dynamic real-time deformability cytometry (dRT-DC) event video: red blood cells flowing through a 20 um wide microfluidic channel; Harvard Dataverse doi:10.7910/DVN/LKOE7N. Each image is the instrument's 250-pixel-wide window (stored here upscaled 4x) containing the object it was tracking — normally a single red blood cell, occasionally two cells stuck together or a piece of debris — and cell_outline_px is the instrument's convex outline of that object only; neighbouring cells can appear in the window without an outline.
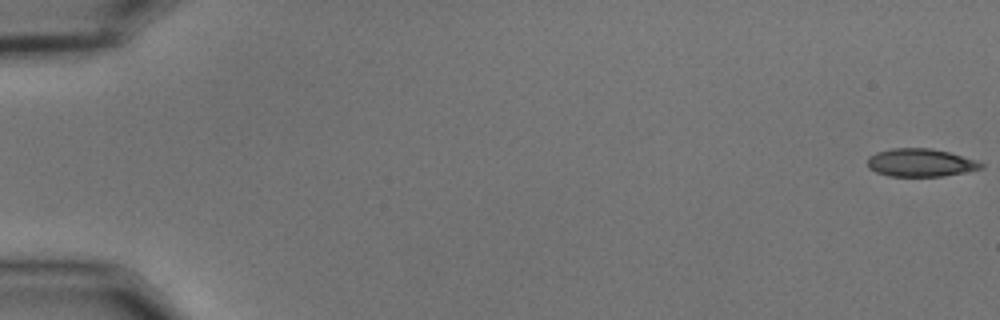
{"species": "common noctule bat (a hibernating species)", "species_latin": "Nyctalus noctula", "temperature_condition": "cold", "stored_images_in_passage": 18, "camera_frame_rate_fps": 3000, "um_per_image_px": 0.085, "animal": {"sex": "male", "body_mass_g": 15.6}, "frame": {"image": 1, "passage_image": 1, "time_ms": 0.0, "image_size_px": [1000, 320], "cell_outline_px": [[984, 168], [944, 176], [888, 176], [876, 172], [868, 168], [868, 156], [876, 152], [892, 148], [932, 148], [948, 152], [976, 160], [984, 164]], "centroid_in_image_um": [78.23, 13.82], "position_along_channel_um": 6.8, "area_um2": 18.55}}
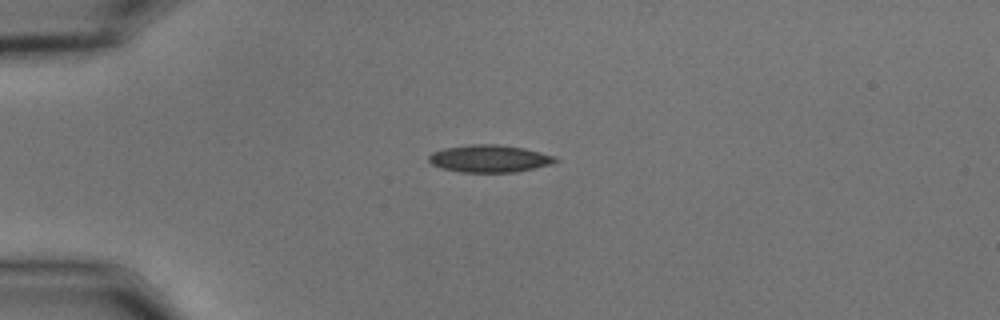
{"frame": {"image": 2, "passage_image": 15, "time_ms": 4.667, "image_size_px": [1000, 320], "cell_outline_px": [[560, 160], [552, 164], [516, 172], [460, 172], [440, 168], [432, 164], [428, 160], [428, 156], [432, 152], [444, 148], [472, 144], [500, 144], [524, 148], [556, 156]], "centroid_in_image_um": [41.61, 13.48], "position_along_channel_um": 43.4, "area_um2": 20.35}}